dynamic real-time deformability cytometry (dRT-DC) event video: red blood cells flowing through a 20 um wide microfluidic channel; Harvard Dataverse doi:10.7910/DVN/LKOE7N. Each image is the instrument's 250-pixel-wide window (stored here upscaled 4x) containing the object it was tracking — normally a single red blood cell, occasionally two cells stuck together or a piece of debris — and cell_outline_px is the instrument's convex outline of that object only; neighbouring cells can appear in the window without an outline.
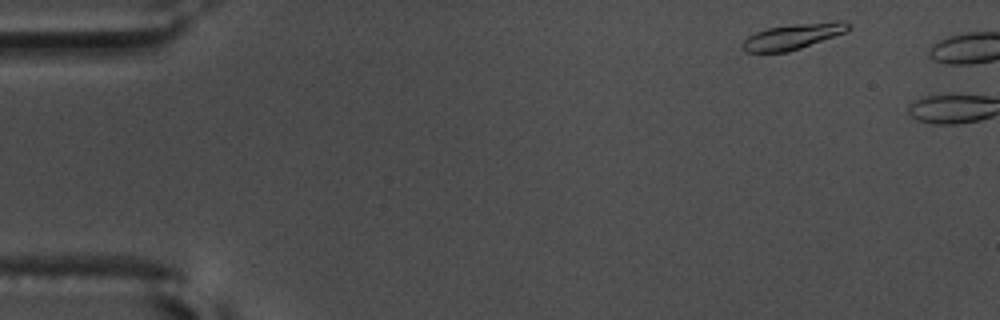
{"species": "common noctule bat (a hibernating species)", "species_latin": "Nyctalus noctula", "temperature_condition": "warm", "stored_images_in_passage": 5, "camera_frame_rate_fps": 3000, "um_per_image_px": 0.085, "animal": {"sex": "male", "body_mass_g": 17.5, "forearm_length_mm": 52.3}, "frame": {"image": 1, "passage_image": 3, "time_ms": 0.667, "image_size_px": [1000, 320], "cell_outline_px": [[852, 28], [844, 32], [800, 48], [788, 52], [744, 52], [740, 48], [740, 44], [748, 36], [756, 32], [768, 28], [792, 24], [836, 20], [844, 20], [852, 24]], "centroid_in_image_um": [67.39, 3.08], "position_along_channel_um": 17.6, "area_um2": 15.95}}